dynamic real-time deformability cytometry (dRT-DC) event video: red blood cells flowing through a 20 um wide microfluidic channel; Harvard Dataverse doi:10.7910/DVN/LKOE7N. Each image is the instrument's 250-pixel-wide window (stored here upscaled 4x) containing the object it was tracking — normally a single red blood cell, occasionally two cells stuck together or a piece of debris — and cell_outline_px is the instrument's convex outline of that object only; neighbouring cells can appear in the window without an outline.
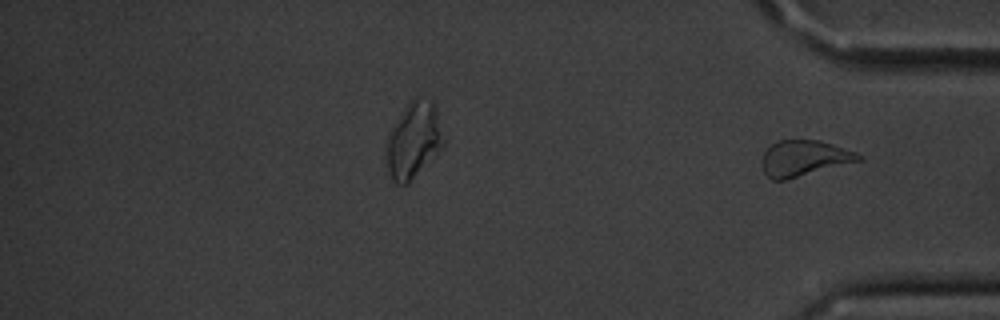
{"species": "common noctule bat (a hibernating species)", "species_latin": "Nyctalus noctula", "temperature_condition": "cold", "stored_images_in_passage": 32, "segment_of_instrument_passage": [2, 2], "camera_frame_rate_fps": 3000, "um_per_image_px": 0.085, "animal": {"sex": "male", "body_mass_g": 20.1, "forearm_length_mm": 53.5}, "frame": {"image": 1, "passage_image": 32, "time_ms": 10.333, "image_size_px": [1000, 320], "cell_outline_px": [[864, 160], [788, 180], [772, 180], [764, 172], [760, 164], [760, 160], [764, 152], [776, 140], [820, 140], [856, 152], [864, 156]], "centroid_in_image_um": [68.36, 13.47], "position_along_channel_um": 366.8, "area_um2": 20.63}}